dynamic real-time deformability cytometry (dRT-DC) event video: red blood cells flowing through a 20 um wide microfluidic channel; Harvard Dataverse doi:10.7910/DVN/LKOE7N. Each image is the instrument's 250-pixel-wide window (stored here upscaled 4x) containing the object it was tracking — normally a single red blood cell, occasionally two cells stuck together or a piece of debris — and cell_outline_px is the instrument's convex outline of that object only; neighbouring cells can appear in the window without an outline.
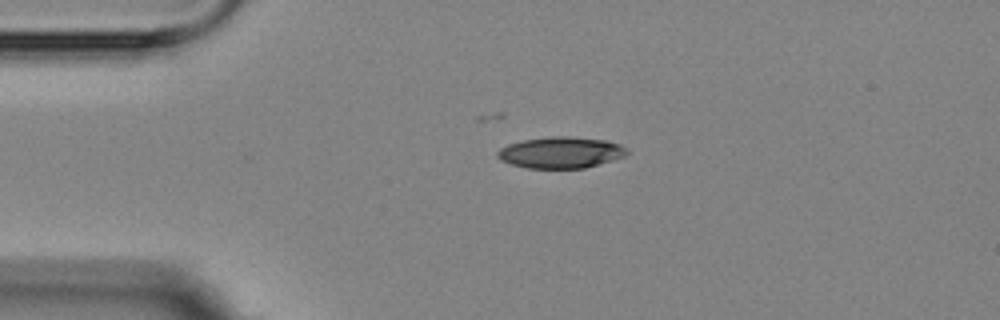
{"species": "Egyptian fruit bat (a non-hibernating species)", "species_latin": "Rousettus aegyptiacus", "temperature_condition": "room temperature", "stored_images_in_passage": 2, "camera_frame_rate_fps": 3000, "um_per_image_px": 0.085, "animal": {"sex": "female"}, "frame": {"image": 1, "passage_image": 1, "time_ms": 0.0, "image_size_px": [1000, 320], "cell_outline_px": [[628, 152], [624, 156], [584, 168], [528, 168], [512, 164], [500, 160], [496, 156], [496, 152], [500, 148], [508, 144], [524, 140], [552, 136], [568, 136], [608, 140], [620, 144], [628, 148]], "centroid_in_image_um": [47.66, 12.95], "position_along_channel_um": 37.3, "area_um2": 23.58}}